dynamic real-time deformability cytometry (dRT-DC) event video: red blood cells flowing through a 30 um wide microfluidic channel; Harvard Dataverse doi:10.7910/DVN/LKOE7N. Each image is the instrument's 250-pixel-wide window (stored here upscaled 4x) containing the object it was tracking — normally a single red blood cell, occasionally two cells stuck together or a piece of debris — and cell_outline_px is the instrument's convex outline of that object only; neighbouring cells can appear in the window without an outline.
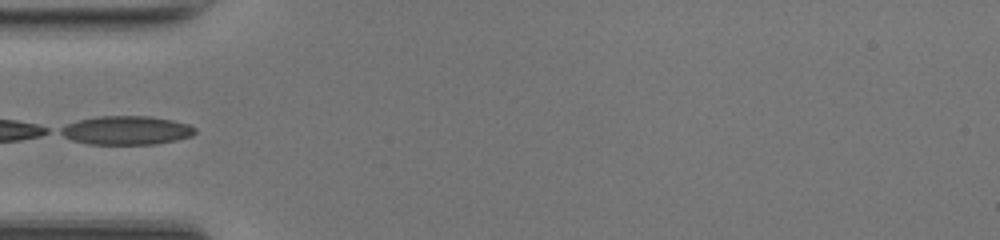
{"species": "common noctule bat (a hibernating species)", "species_latin": "Nyctalus noctula", "temperature_condition": "room temperature", "stored_images_in_passage": 33, "camera_frame_rate_fps": 3000, "um_per_image_px": 0.085, "animal": {"sex": "female", "body_mass_g": 17.0, "forearm_length_mm": 48.0}, "frame": {"image": 1, "passage_image": 1, "time_ms": 0.0, "image_size_px": [1000, 240], "cell_outline_px": [[196, 132], [192, 136], [176, 140], [156, 144], [88, 144], [72, 140], [56, 132], [60, 128], [76, 120], [96, 116], [148, 116], [172, 120], [188, 124], [196, 128]], "centroid_in_image_um": [10.72, 11.08], "position_along_channel_um": 74.3, "area_um2": 22.66}}